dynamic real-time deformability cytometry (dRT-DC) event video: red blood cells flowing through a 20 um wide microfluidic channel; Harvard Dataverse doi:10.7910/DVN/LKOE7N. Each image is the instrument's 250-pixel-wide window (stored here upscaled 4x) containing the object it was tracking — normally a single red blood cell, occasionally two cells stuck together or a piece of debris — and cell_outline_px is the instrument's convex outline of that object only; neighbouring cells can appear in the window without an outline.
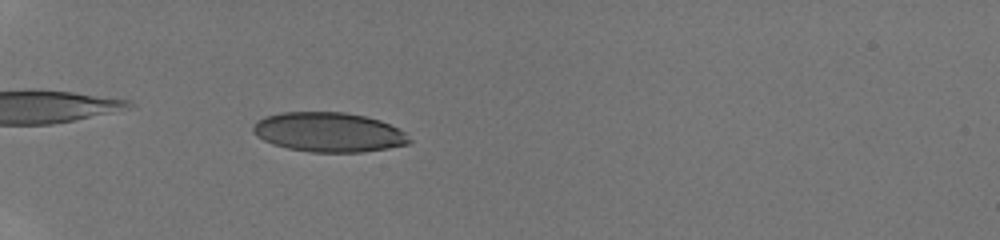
{"species": "human", "species_latin": "Homo sapiens", "temperature_condition": "room temperature", "stored_images_in_passage": 52, "camera_frame_rate_fps": 3000, "um_per_image_px": 0.085, "donor": {"sex": "male"}, "frame": {"image": 1, "passage_image": 19, "time_ms": 6.0, "image_size_px": [1000, 240], "cell_outline_px": [[412, 140], [408, 144], [388, 148], [360, 152], [312, 152], [288, 148], [272, 144], [256, 136], [252, 132], [252, 128], [256, 120], [264, 116], [280, 112], [344, 112], [364, 116], [380, 120], [404, 132]], "centroid_in_image_um": [27.89, 11.23], "position_along_channel_um": 57.1, "area_um2": 36.01}}
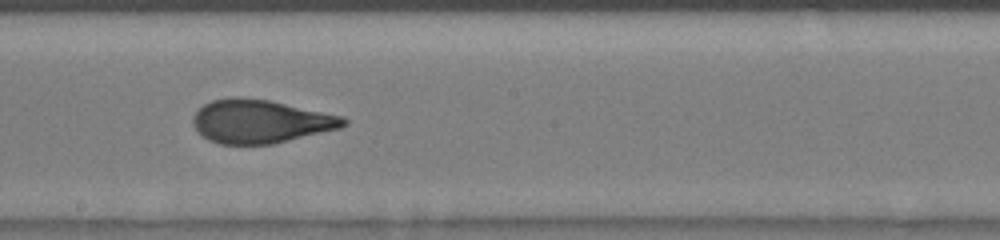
{"frame": {"image": 2, "passage_image": 33, "time_ms": 10.667, "image_size_px": [1000, 240], "cell_outline_px": [[348, 124], [340, 128], [272, 144], [220, 144], [208, 140], [196, 132], [192, 124], [192, 116], [204, 104], [212, 100], [232, 96], [236, 96], [268, 100], [344, 116], [348, 120]], "centroid_in_image_um": [22.1, 10.31], "position_along_channel_um": 226.1, "area_um2": 38.26}}
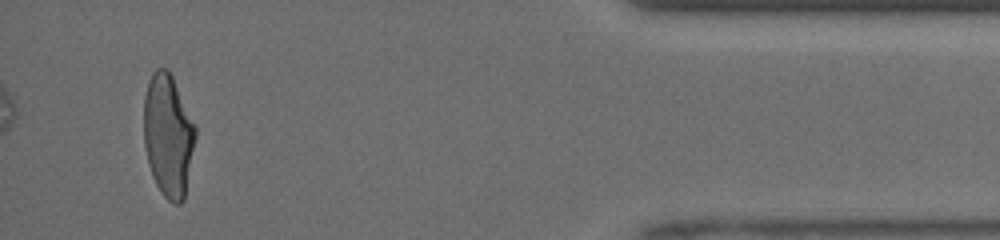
{"frame": {"image": 3, "passage_image": 50, "time_ms": 16.333, "image_size_px": [1000, 240], "cell_outline_px": [[196, 136], [184, 200], [180, 204], [172, 204], [164, 196], [156, 184], [152, 176], [148, 164], [144, 144], [144, 96], [148, 80], [152, 72], [156, 68], [168, 68], [196, 124]], "centroid_in_image_um": [14.29, 11.5], "position_along_channel_um": 420.9, "area_um2": 37.22}, "authors_computed_cell_mechanics": {"area_um2": 37.57, "velocity_mm_per_s": 4.2543, "shape_relaxation_time_tau1_ms": 5.6423, "shape_relaxation_time_tau2_ms": null, "deformation_change_tau1": 0.2216, "deformation_change_tau2": null}}